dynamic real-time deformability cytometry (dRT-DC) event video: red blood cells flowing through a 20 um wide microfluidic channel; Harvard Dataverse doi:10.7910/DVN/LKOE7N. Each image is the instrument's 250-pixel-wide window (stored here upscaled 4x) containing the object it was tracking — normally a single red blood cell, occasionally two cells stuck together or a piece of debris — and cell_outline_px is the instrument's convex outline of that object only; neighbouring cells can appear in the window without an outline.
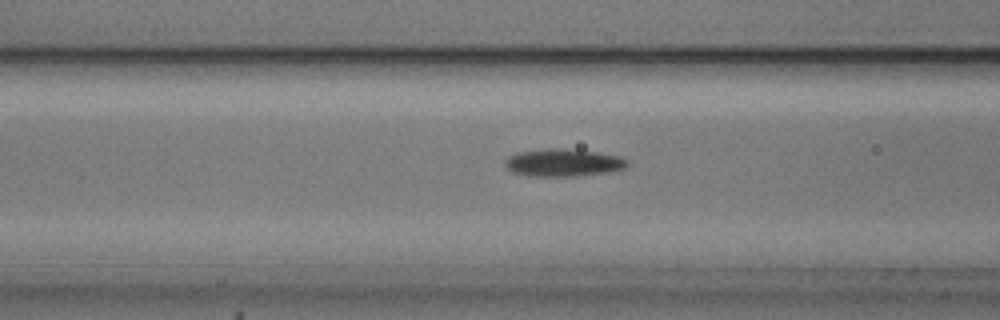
{"species": "common noctule bat (a hibernating species)", "species_latin": "Nyctalus noctula", "temperature_condition": "cold", "stored_images_in_passage": 54, "camera_frame_rate_fps": 3000, "um_per_image_px": 0.085, "animal": {"sex": "male", "body_mass_g": 20.5, "forearm_length_mm": 52.5}, "frame": {"image": 1, "passage_image": 21, "time_ms": 6.667, "image_size_px": [1000, 320], "cell_outline_px": [[628, 168], [608, 172], [576, 176], [528, 176], [512, 172], [504, 164], [504, 160], [508, 156], [516, 152], [548, 148], [560, 148], [596, 152], [620, 156], [628, 160]], "centroid_in_image_um": [47.87, 13.82], "position_along_channel_um": 118.7, "area_um2": 19.83}}
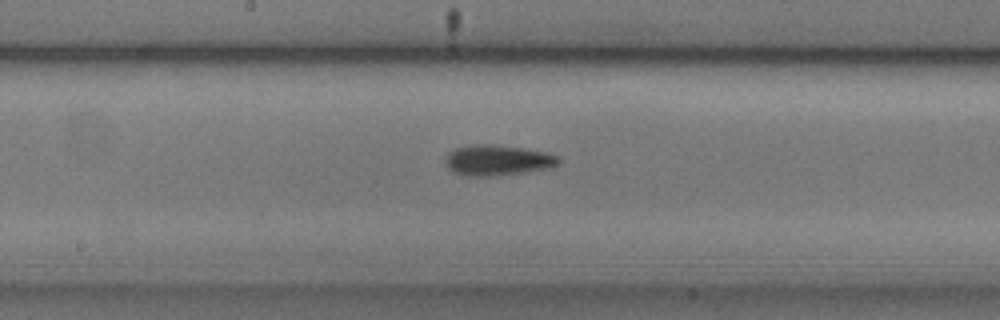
{"frame": {"image": 2, "passage_image": 28, "time_ms": 9.0, "image_size_px": [1000, 320], "cell_outline_px": [[560, 160], [556, 164], [548, 168], [524, 172], [496, 176], [464, 176], [448, 168], [448, 152], [456, 148], [476, 144], [484, 144], [524, 148], [544, 152], [556, 156]], "centroid_in_image_um": [42.29, 13.63], "position_along_channel_um": 205.9, "area_um2": 19.65}}
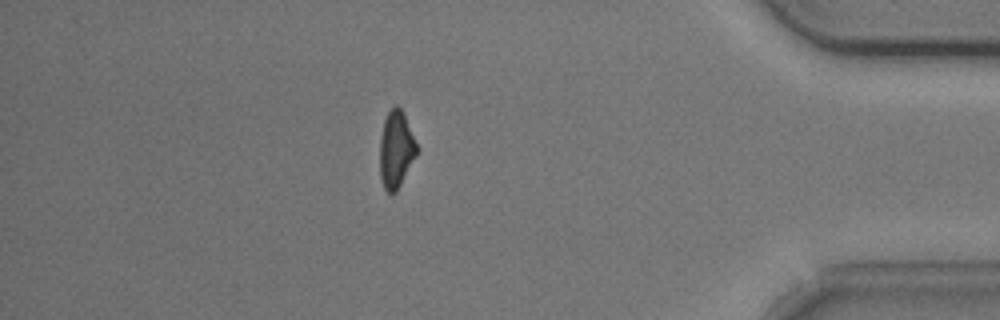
{"frame": {"image": 3, "passage_image": 47, "time_ms": 15.333, "image_size_px": [1000, 320], "cell_outline_px": [[420, 152], [396, 192], [388, 192], [384, 188], [380, 176], [380, 140], [384, 120], [388, 112], [396, 104], [400, 108], [420, 148]], "centroid_in_image_um": [33.7, 12.73], "position_along_channel_um": 401.5, "area_um2": 16.76}, "authors_computed_cell_mechanics": {"area_um2": 17.6868, "velocity_mm_per_s": 3.7282, "shape_relaxation_time_tau1_ms": 1.9134, "shape_relaxation_time_tau2_ms": 4.6315, "deformation_change_tau1": 0.0969, "deformation_change_tau2": 0.1308}}